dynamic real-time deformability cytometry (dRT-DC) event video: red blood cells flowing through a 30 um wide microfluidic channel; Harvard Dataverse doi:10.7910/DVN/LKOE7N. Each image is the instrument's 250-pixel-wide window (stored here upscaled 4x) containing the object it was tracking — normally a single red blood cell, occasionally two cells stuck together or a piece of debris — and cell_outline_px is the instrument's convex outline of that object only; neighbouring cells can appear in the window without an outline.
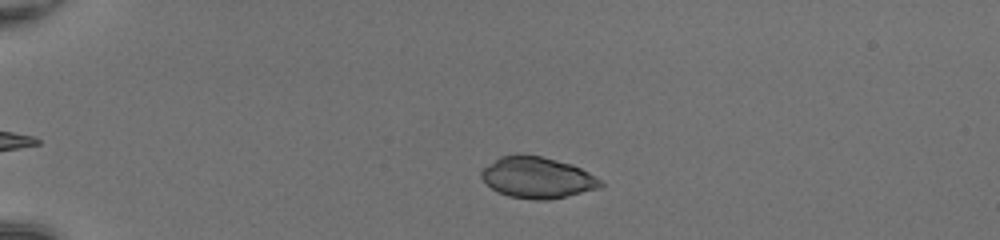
{"species": "common noctule bat (a hibernating species)", "species_latin": "Nyctalus noctula", "temperature_condition": "room temperature", "stored_images_in_passage": 46, "camera_frame_rate_fps": 3000, "um_per_image_px": 0.085, "animal": {"sex": "female", "body_mass_g": 20.0, "forearm_length_mm": 54.0}, "frame": {"image": 1, "passage_image": 8, "time_ms": 2.333, "image_size_px": [1000, 240], "cell_outline_px": [[604, 184], [600, 188], [548, 200], [536, 200], [508, 196], [492, 188], [480, 176], [480, 172], [484, 168], [500, 156], [516, 152], [540, 156], [572, 164], [588, 172], [600, 180]], "centroid_in_image_um": [45.66, 15.07], "position_along_channel_um": 39.3, "area_um2": 28.55}}
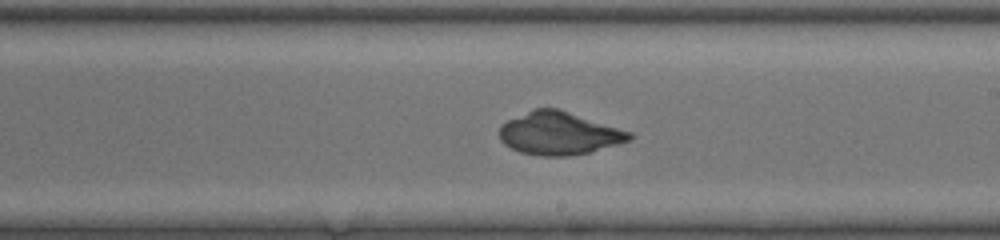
{"frame": {"image": 2, "passage_image": 27, "time_ms": 8.667, "image_size_px": [1000, 240], "cell_outline_px": [[636, 136], [632, 140], [620, 144], [588, 152], [568, 156], [544, 156], [520, 152], [504, 144], [500, 140], [500, 124], [532, 108], [560, 108], [632, 132]], "centroid_in_image_um": [47.55, 11.32], "position_along_channel_um": 241.4, "area_um2": 32.77}}
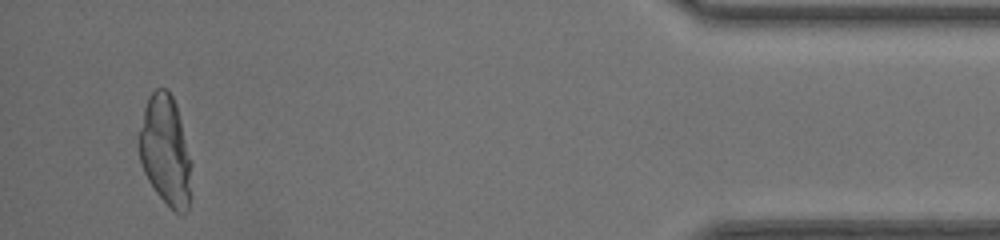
{"frame": {"image": 3, "passage_image": 44, "time_ms": 14.333, "image_size_px": [1000, 240], "cell_outline_px": [[192, 196], [188, 208], [184, 216], [180, 216], [156, 192], [148, 180], [144, 172], [140, 160], [136, 140], [144, 108], [148, 96], [156, 88], [168, 88], [176, 104], [192, 164]], "centroid_in_image_um": [14.07, 12.82], "position_along_channel_um": 421.1, "area_um2": 34.45}}